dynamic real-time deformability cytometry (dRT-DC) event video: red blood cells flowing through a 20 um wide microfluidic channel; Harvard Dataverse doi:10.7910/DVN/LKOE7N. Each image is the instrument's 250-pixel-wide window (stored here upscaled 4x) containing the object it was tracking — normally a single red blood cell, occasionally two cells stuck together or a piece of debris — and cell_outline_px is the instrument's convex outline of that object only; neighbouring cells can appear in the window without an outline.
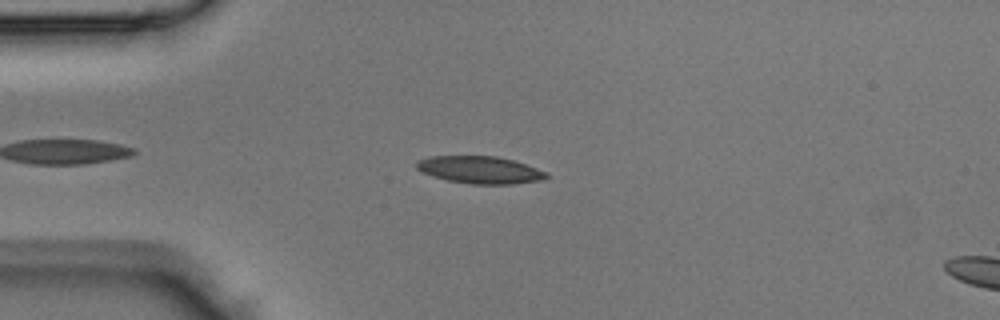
{"species": "Egyptian fruit bat (a non-hibernating species)", "species_latin": "Rousettus aegyptiacus", "temperature_condition": "room temperature", "stored_images_in_passage": 36, "camera_frame_rate_fps": 3000, "um_per_image_px": 0.085, "animal": {"sex": "male"}, "frame": {"image": 1, "passage_image": 6, "time_ms": 1.667, "image_size_px": [1000, 320], "cell_outline_px": [[548, 176], [540, 180], [512, 184], [472, 184], [448, 180], [432, 176], [416, 168], [416, 160], [428, 156], [496, 156], [512, 160], [536, 168], [544, 172]], "centroid_in_image_um": [40.73, 14.43], "position_along_channel_um": 44.3, "area_um2": 20.4}}
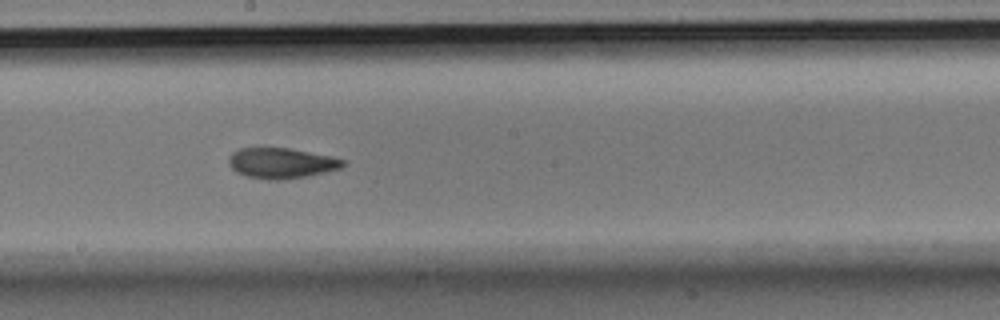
{"frame": {"image": 2, "passage_image": 19, "time_ms": 6.0, "image_size_px": [1000, 320], "cell_outline_px": [[344, 164], [340, 168], [308, 176], [280, 180], [268, 180], [248, 176], [236, 172], [228, 164], [228, 156], [232, 152], [240, 148], [288, 148], [332, 156], [344, 160]], "centroid_in_image_um": [23.88, 13.86], "position_along_channel_um": 224.3, "area_um2": 20.23}}
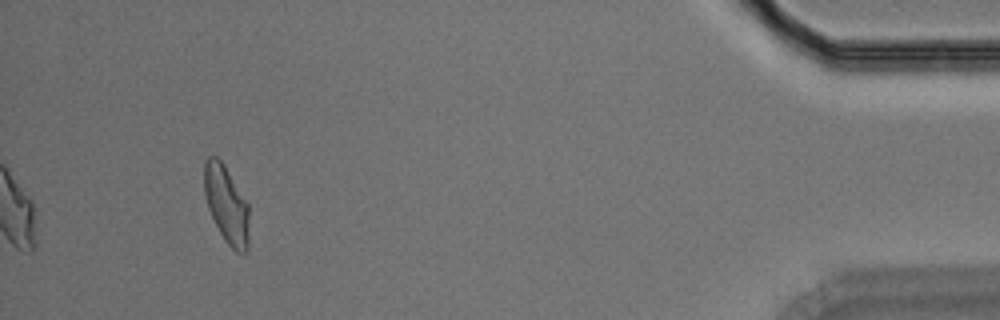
{"frame": {"image": 3, "passage_image": 36, "time_ms": 11.667, "image_size_px": [1000, 320], "cell_outline_px": [[248, 248], [244, 252], [236, 252], [224, 240], [208, 208], [204, 192], [204, 160], [208, 156], [216, 156], [224, 164], [248, 204]], "centroid_in_image_um": [19.23, 17.35], "position_along_channel_um": 416.0, "area_um2": 20.06}}